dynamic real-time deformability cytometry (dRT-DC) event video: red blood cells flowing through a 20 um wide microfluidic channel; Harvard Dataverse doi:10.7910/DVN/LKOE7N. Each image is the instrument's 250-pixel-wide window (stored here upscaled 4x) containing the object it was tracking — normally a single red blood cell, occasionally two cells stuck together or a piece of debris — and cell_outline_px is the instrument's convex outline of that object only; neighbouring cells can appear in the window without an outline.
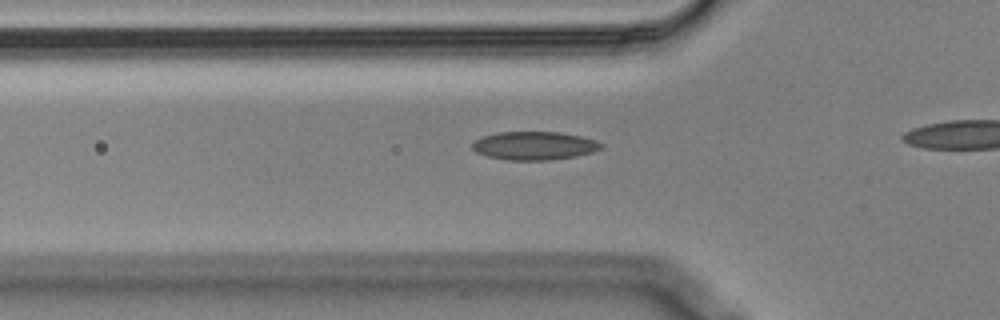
{"species": "Egyptian fruit bat (a non-hibernating species)", "species_latin": "Rousettus aegyptiacus", "temperature_condition": "cold", "stored_images_in_passage": 12, "camera_frame_rate_fps": 3000, "um_per_image_px": 0.085, "animal": {"sex": "male"}, "frame": {"image": 1, "passage_image": 3, "time_ms": 0.667, "image_size_px": [1000, 320], "cell_outline_px": [[604, 148], [592, 152], [576, 156], [548, 160], [504, 160], [488, 156], [476, 152], [472, 148], [472, 144], [476, 140], [484, 136], [500, 132], [560, 132], [580, 136], [596, 140], [604, 144]], "centroid_in_image_um": [45.45, 12.39], "position_along_channel_um": 80.3, "area_um2": 21.27}}
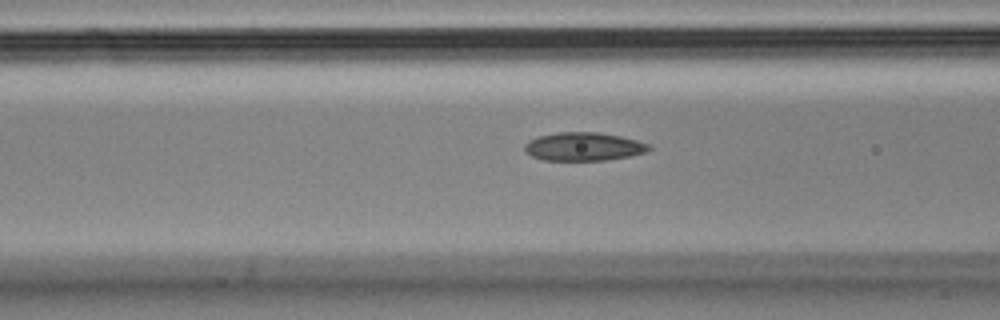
{"frame": {"image": 2, "passage_image": 6, "time_ms": 1.667, "image_size_px": [1000, 320], "cell_outline_px": [[652, 148], [648, 152], [628, 156], [604, 160], [544, 160], [532, 156], [524, 148], [524, 144], [540, 136], [556, 132], [596, 132], [620, 136], [652, 144]], "centroid_in_image_um": [49.67, 12.46], "position_along_channel_um": 116.9, "area_um2": 20.4}}
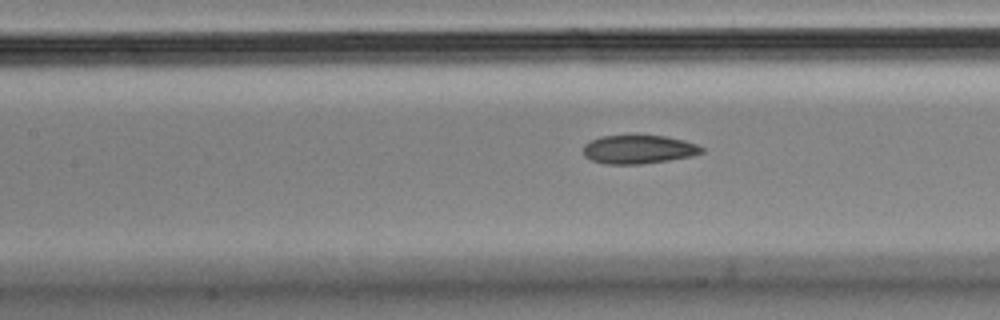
{"frame": {"image": 3, "passage_image": 9, "time_ms": 2.667, "image_size_px": [1000, 320], "cell_outline_px": [[704, 152], [692, 156], [668, 160], [640, 164], [604, 164], [592, 160], [584, 156], [584, 144], [600, 136], [632, 132], [664, 136], [684, 140], [696, 144], [704, 148]], "centroid_in_image_um": [54.26, 12.65], "position_along_channel_um": 153.1, "area_um2": 20.52}}